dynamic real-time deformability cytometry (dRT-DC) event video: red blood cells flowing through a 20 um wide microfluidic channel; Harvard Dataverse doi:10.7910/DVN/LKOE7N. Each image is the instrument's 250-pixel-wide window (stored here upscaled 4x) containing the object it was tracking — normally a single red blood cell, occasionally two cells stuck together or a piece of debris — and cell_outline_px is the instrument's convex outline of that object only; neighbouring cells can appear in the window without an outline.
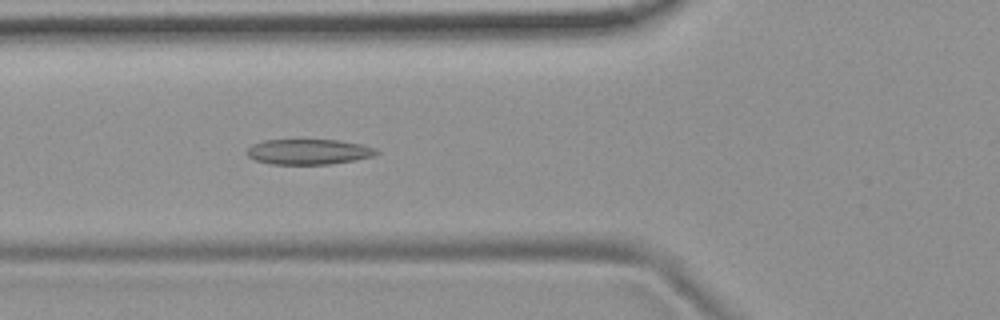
{"species": "common noctule bat (a hibernating species)", "species_latin": "Nyctalus noctula", "temperature_condition": "room temperature", "stored_images_in_passage": 54, "camera_frame_rate_fps": 3000, "um_per_image_px": 0.085, "animal": {"sex": "female", "body_mass_g": 19.9}, "frame": {"image": 1, "passage_image": 19, "time_ms": 6.0, "image_size_px": [1000, 320], "cell_outline_px": [[380, 152], [372, 156], [356, 160], [328, 164], [268, 164], [256, 160], [248, 156], [248, 148], [252, 144], [264, 140], [336, 140], [364, 144], [376, 148]], "centroid_in_image_um": [26.26, 12.9], "position_along_channel_um": 99.5, "area_um2": 19.13}}
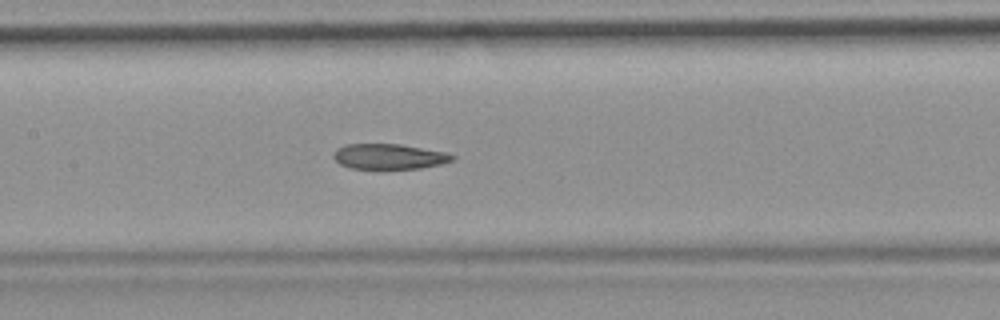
{"frame": {"image": 2, "passage_image": 25, "time_ms": 8.0, "image_size_px": [1000, 320], "cell_outline_px": [[456, 156], [452, 160], [440, 164], [420, 168], [380, 172], [352, 168], [340, 164], [332, 156], [336, 148], [344, 144], [400, 144], [448, 152]], "centroid_in_image_um": [33.05, 13.34], "position_along_channel_um": 174.4, "area_um2": 18.44}}
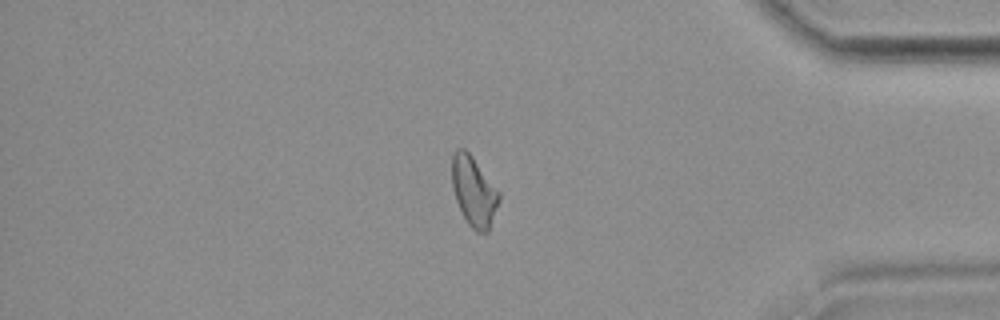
{"frame": {"image": 3, "passage_image": 45, "time_ms": 14.667, "image_size_px": [1000, 320], "cell_outline_px": [[500, 200], [488, 232], [476, 232], [468, 224], [456, 200], [452, 188], [452, 156], [456, 148], [464, 148], [472, 156], [500, 192]], "centroid_in_image_um": [40.28, 16.26], "position_along_channel_um": 394.9, "area_um2": 19.07}, "authors_computed_cell_mechanics": {"area_um2": 19.4497, "velocity_mm_per_s": 3.7282, "shape_relaxation_time_tau1_ms": null, "shape_relaxation_time_tau2_ms": 5.8812, "deformation_change_tau1": null, "deformation_change_tau2": 0.1467}}